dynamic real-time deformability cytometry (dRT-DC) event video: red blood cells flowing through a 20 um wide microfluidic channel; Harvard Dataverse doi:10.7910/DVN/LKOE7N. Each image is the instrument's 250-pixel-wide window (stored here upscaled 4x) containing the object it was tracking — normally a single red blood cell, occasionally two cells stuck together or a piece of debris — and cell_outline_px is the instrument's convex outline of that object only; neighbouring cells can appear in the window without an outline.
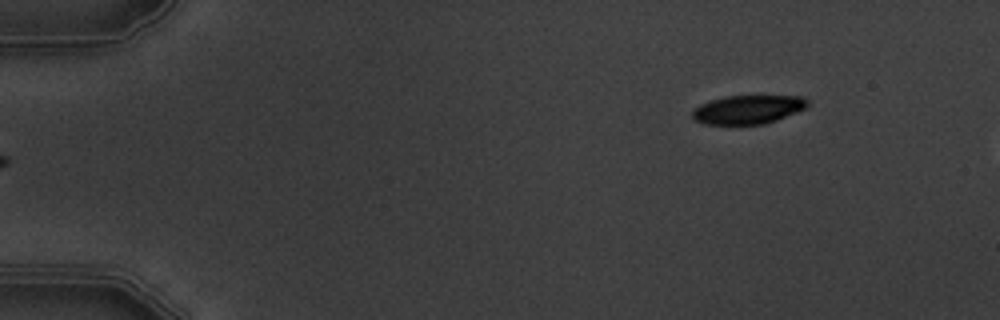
{"species": "common noctule bat (a hibernating species)", "species_latin": "Nyctalus noctula", "temperature_condition": "warm", "stored_images_in_passage": 6, "segment_of_instrument_passage": [2, 2], "camera_frame_rate_fps": 3000, "um_per_image_px": 0.085, "animal": {"sex": "male", "body_mass_g": 19.5, "forearm_length_mm": 54.6}, "frame": {"image": 1, "passage_image": 6, "time_ms": 5.667, "image_size_px": [1000, 320], "cell_outline_px": [[808, 104], [804, 108], [796, 112], [776, 120], [764, 124], [704, 124], [692, 120], [692, 112], [700, 104], [724, 96], [800, 96], [808, 100]], "centroid_in_image_um": [63.54, 9.31], "position_along_channel_um": 21.5, "area_um2": 19.13}}